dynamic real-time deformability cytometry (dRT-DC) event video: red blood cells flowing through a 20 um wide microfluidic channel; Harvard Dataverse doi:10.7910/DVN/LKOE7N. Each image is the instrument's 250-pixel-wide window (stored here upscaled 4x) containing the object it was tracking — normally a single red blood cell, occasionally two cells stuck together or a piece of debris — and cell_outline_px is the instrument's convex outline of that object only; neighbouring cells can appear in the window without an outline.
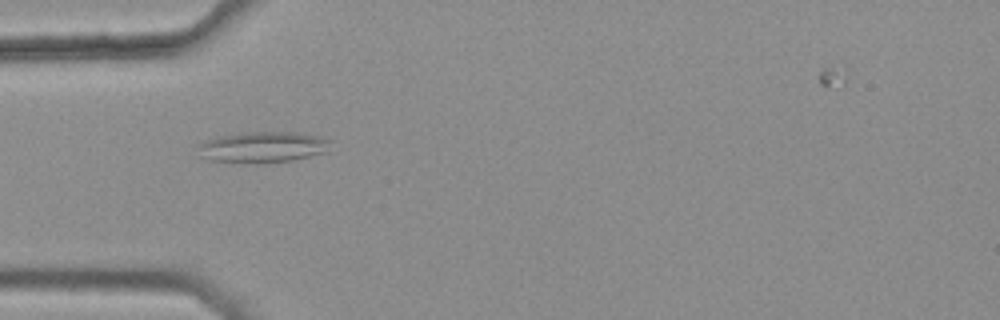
{"species": "common noctule bat (a hibernating species)", "species_latin": "Nyctalus noctula", "temperature_condition": "warm", "stored_images_in_passage": 1, "camera_frame_rate_fps": 3000, "um_per_image_px": 0.085, "animal": {"sex": "female", "body_mass_g": 25.1}, "frame": {"image": 1, "passage_image": 1, "time_ms": 0.0, "image_size_px": [1000, 320], "cell_outline_px": [[332, 140], [324, 152], [292, 160], [264, 164], [256, 164], [208, 160], [200, 156], [196, 144], [220, 136], [240, 132], [296, 132], [320, 136]], "centroid_in_image_um": [22.29, 12.51], "position_along_channel_um": 62.7, "area_um2": 24.16}}